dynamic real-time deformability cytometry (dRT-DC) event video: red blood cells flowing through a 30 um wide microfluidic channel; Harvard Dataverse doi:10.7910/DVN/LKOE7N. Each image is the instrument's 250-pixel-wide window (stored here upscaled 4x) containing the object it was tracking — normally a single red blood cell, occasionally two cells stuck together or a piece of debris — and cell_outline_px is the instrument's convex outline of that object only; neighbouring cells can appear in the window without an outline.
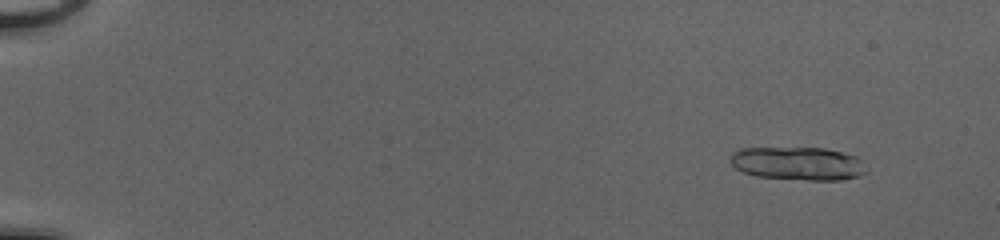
{"species": "common noctule bat (a hibernating species)", "species_latin": "Nyctalus noctula", "temperature_condition": "cold", "stored_images_in_passage": 28, "camera_frame_rate_fps": 3000, "um_per_image_px": 0.085, "animal": {"sex": "female", "body_mass_g": 20.0, "forearm_length_mm": 54.0}, "frame": {"image": 1, "passage_image": 6, "time_ms": 1.667, "image_size_px": [1000, 240], "cell_outline_px": [[868, 168], [860, 176], [840, 180], [808, 180], [756, 176], [744, 172], [736, 168], [732, 164], [732, 152], [740, 148], [824, 148], [844, 152], [856, 156]], "centroid_in_image_um": [67.86, 13.89], "position_along_channel_um": 17.1, "area_um2": 26.3}}
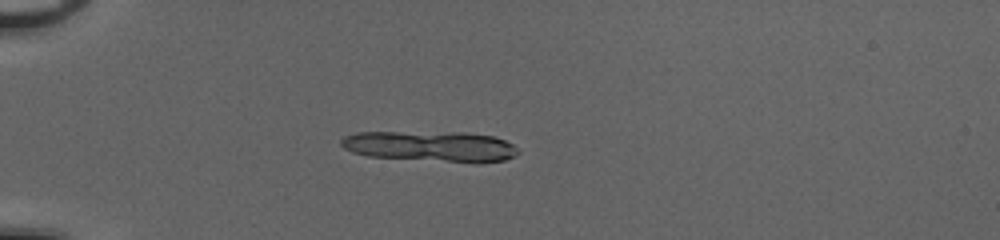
{"frame": {"image": 2, "passage_image": 17, "time_ms": 5.333, "image_size_px": [1000, 240], "cell_outline_px": [[520, 152], [516, 156], [504, 160], [448, 160], [368, 156], [352, 152], [344, 148], [340, 144], [340, 140], [344, 136], [356, 132], [464, 132], [492, 136], [504, 140], [512, 144]], "centroid_in_image_um": [36.53, 12.39], "position_along_channel_um": 48.5, "area_um2": 30.46}}
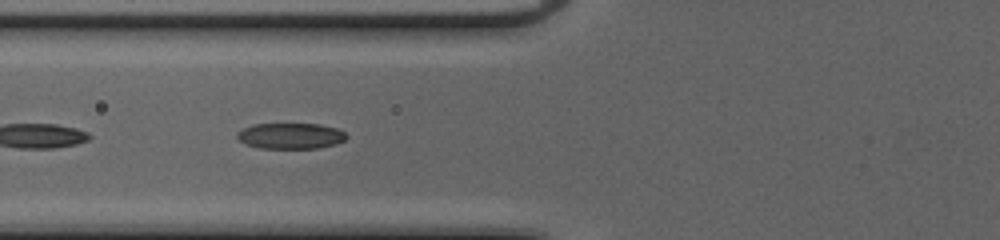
{"frame": {"image": 3, "passage_image": 24, "time_ms": 7.667, "image_size_px": [1000, 240], "cell_outline_px": [[348, 136], [344, 140], [336, 144], [320, 148], [260, 148], [244, 144], [236, 136], [236, 132], [252, 124], [320, 124], [336, 128], [344, 132]], "centroid_in_image_um": [24.69, 11.55], "position_along_channel_um": 101.1, "area_um2": 16.53}}